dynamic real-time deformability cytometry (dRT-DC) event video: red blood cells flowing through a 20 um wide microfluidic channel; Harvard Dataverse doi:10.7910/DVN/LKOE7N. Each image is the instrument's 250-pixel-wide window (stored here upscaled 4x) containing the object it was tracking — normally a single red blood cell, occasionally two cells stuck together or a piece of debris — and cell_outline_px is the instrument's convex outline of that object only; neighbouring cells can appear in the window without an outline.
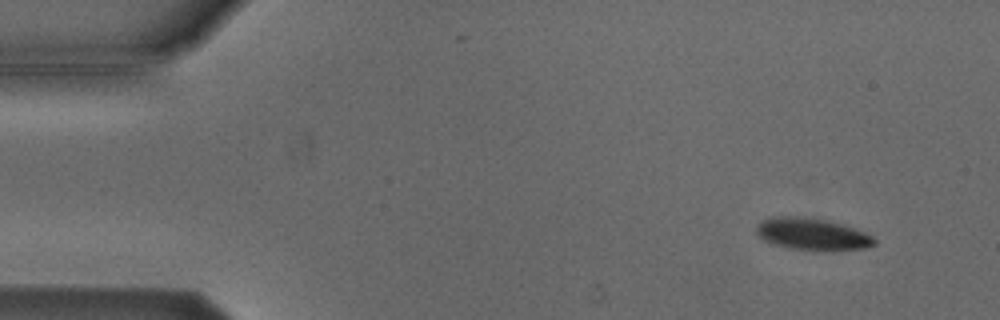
{"species": "Egyptian fruit bat (a non-hibernating species)", "species_latin": "Rousettus aegyptiacus", "temperature_condition": "cold", "stored_images_in_passage": 50, "camera_frame_rate_fps": 3000, "um_per_image_px": 0.085, "animal": {"sex": "male"}, "frame": {"image": 1, "passage_image": 1, "time_ms": 0.0, "image_size_px": [1000, 320], "cell_outline_px": [[876, 244], [864, 248], [836, 252], [812, 252], [788, 248], [772, 244], [764, 240], [756, 232], [756, 228], [764, 220], [784, 216], [796, 216], [824, 220], [840, 224], [864, 232], [872, 236], [876, 240]], "centroid_in_image_um": [69.08, 19.96], "position_along_channel_um": 15.9, "area_um2": 22.14}}
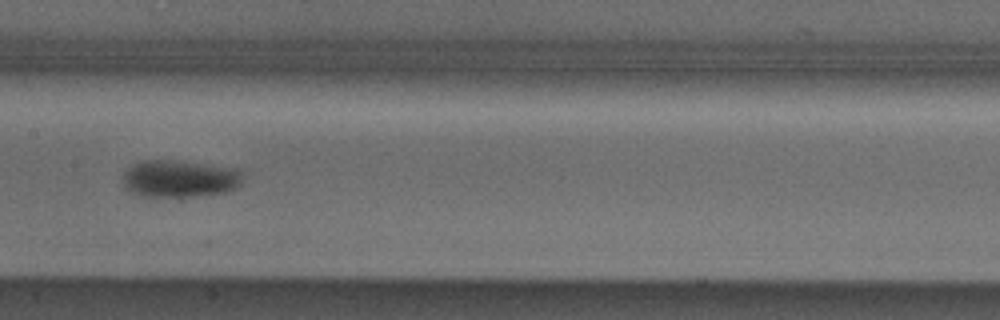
{"frame": {"image": 2, "passage_image": 23, "time_ms": 7.333, "image_size_px": [1000, 320], "cell_outline_px": [[240, 184], [236, 188], [228, 192], [200, 196], [144, 196], [132, 192], [124, 188], [124, 172], [132, 164], [144, 160], [172, 160], [240, 168]], "centroid_in_image_um": [15.28, 15.18], "position_along_channel_um": 192.1, "area_um2": 26.01}}
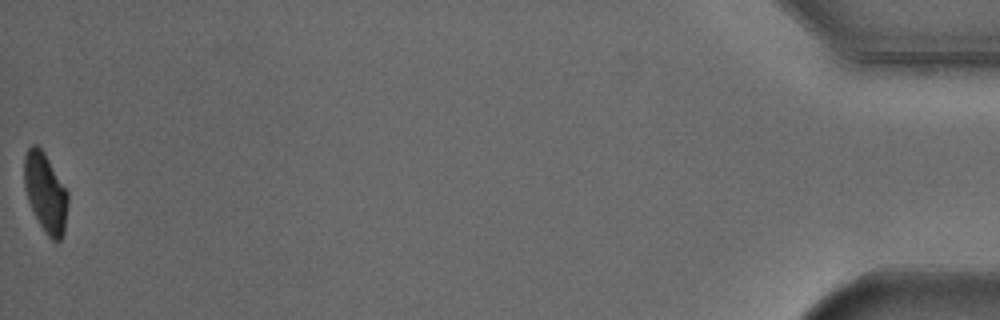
{"frame": {"image": 3, "passage_image": 50, "time_ms": 16.333, "image_size_px": [1000, 320], "cell_outline_px": [[68, 204], [64, 232], [60, 240], [52, 240], [44, 232], [28, 200], [24, 184], [24, 156], [28, 148], [32, 144], [36, 144], [44, 152], [68, 192]], "centroid_in_image_um": [3.87, 16.36], "position_along_channel_um": 431.3, "area_um2": 20.0}, "authors_computed_cell_mechanics": {"area_um2": 23.1489, "velocity_mm_per_s": 3.8127, "shape_relaxation_time_tau1_ms": 2.6982, "shape_relaxation_time_tau2_ms": null, "deformation_change_tau1": 0.086, "deformation_change_tau2": null}}